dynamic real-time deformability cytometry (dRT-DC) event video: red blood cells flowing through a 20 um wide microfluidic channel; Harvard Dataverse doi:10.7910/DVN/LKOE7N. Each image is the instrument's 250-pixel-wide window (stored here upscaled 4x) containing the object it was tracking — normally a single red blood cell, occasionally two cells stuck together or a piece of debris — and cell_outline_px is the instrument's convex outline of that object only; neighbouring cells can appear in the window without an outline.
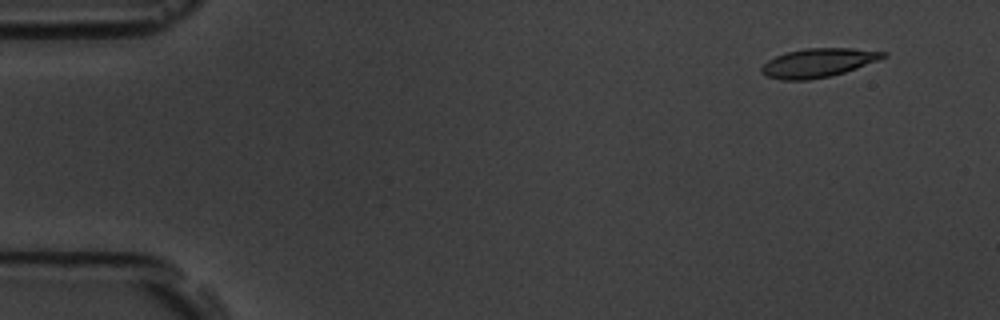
{"species": "common noctule bat (a hibernating species)", "species_latin": "Nyctalus noctula", "temperature_condition": "room temperature", "stored_images_in_passage": 7, "camera_frame_rate_fps": 3000, "um_per_image_px": 0.085, "animal": {"sex": "male", "body_mass_g": 19.5, "forearm_length_mm": 54.6}, "frame": {"image": 1, "passage_image": 2, "time_ms": 1.333, "image_size_px": [1000, 320], "cell_outline_px": [[888, 56], [880, 60], [844, 72], [828, 76], [808, 80], [780, 80], [768, 76], [760, 72], [760, 68], [768, 60], [776, 56], [788, 52], [804, 48], [852, 48], [888, 52]], "centroid_in_image_um": [69.56, 5.33], "position_along_channel_um": 15.4, "area_um2": 20.4}}
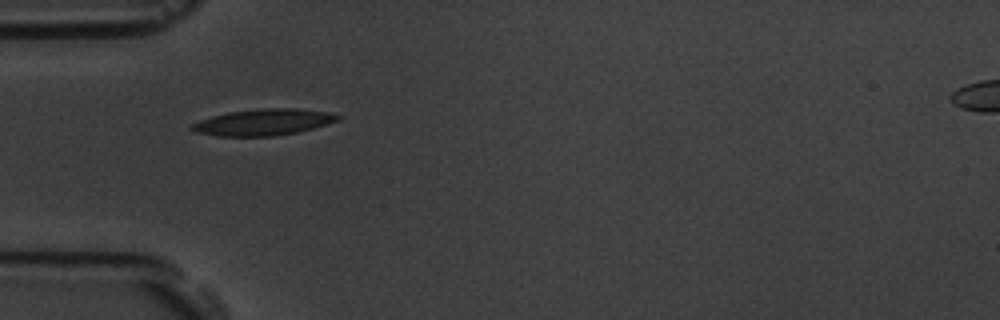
{"frame": {"image": 2, "passage_image": 6, "time_ms": 5.667, "image_size_px": [1000, 320], "cell_outline_px": [[340, 120], [328, 124], [296, 132], [272, 136], [220, 136], [196, 132], [188, 128], [192, 124], [200, 120], [212, 116], [228, 112], [260, 108], [296, 108], [328, 112], [340, 116]], "centroid_in_image_um": [22.38, 10.38], "position_along_channel_um": 62.6, "area_um2": 22.31}}
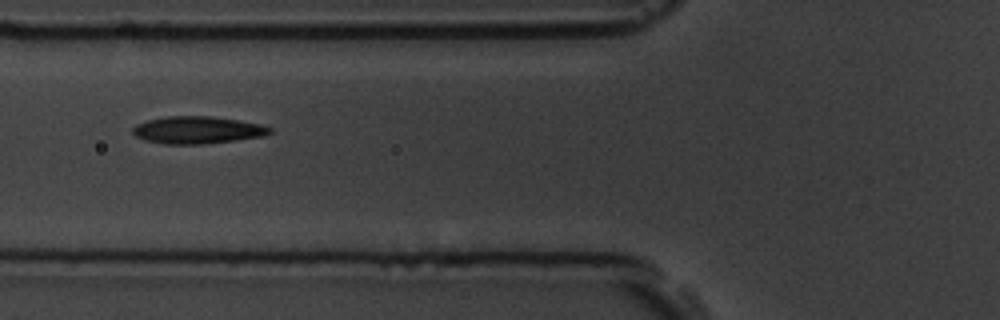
{"frame": {"image": 3, "passage_image": 7, "time_ms": 7.0, "image_size_px": [1000, 320], "cell_outline_px": [[272, 132], [264, 136], [236, 140], [204, 144], [164, 144], [144, 140], [136, 136], [132, 132], [132, 128], [136, 124], [148, 120], [164, 116], [212, 116], [260, 124], [272, 128]], "centroid_in_image_um": [16.76, 11.05], "position_along_channel_um": 109.0, "area_um2": 21.85}}